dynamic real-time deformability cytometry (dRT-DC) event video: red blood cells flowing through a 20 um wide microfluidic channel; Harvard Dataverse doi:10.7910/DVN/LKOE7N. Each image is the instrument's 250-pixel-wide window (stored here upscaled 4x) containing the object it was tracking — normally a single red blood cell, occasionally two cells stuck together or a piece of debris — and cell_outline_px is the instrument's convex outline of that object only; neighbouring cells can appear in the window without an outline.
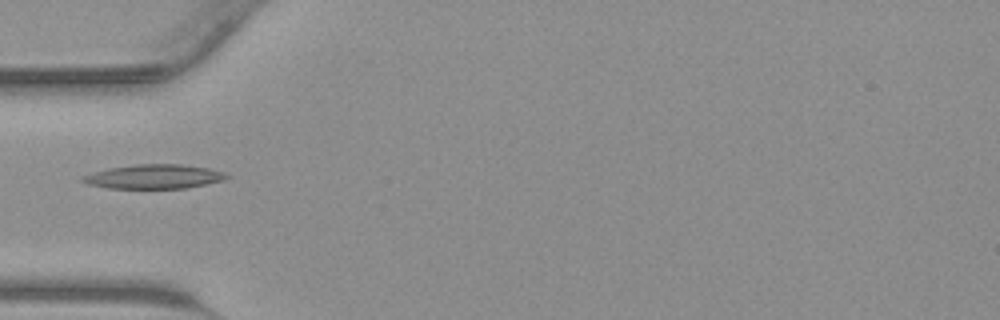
{"species": "common noctule bat (a hibernating species)", "species_latin": "Nyctalus noctula", "temperature_condition": "warm", "stored_images_in_passage": 39, "camera_frame_rate_fps": 3000, "um_per_image_px": 0.085, "animal": {"sex": "male", "body_mass_g": 23.1, "forearm_length_mm": 52.7}, "frame": {"image": 1, "passage_image": 10, "time_ms": 3.0, "image_size_px": [1000, 320], "cell_outline_px": [[232, 176], [224, 180], [184, 188], [108, 188], [88, 184], [80, 180], [80, 176], [108, 168], [136, 164], [180, 164], [208, 168], [224, 172]], "centroid_in_image_um": [13.08, 15.0], "position_along_channel_um": 71.9, "area_um2": 20.29}}
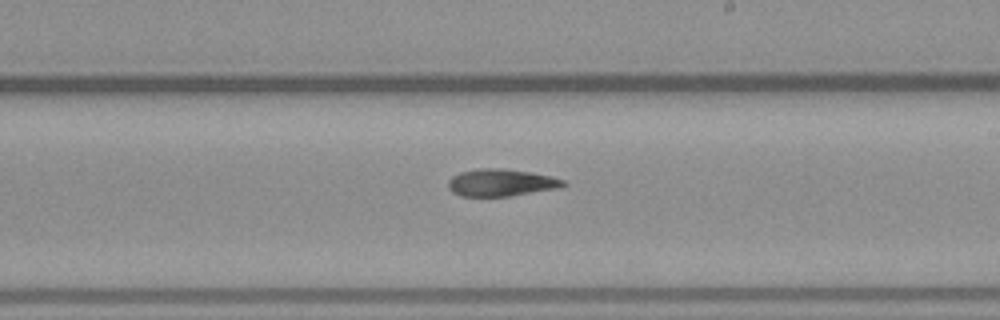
{"frame": {"image": 2, "passage_image": 21, "time_ms": 6.667, "image_size_px": [1000, 320], "cell_outline_px": [[568, 184], [560, 188], [508, 196], [460, 196], [452, 192], [448, 188], [448, 180], [452, 176], [460, 172], [476, 168], [500, 168], [528, 172], [552, 176], [564, 180]], "centroid_in_image_um": [42.58, 15.52], "position_along_channel_um": 246.4, "area_um2": 18.32}}
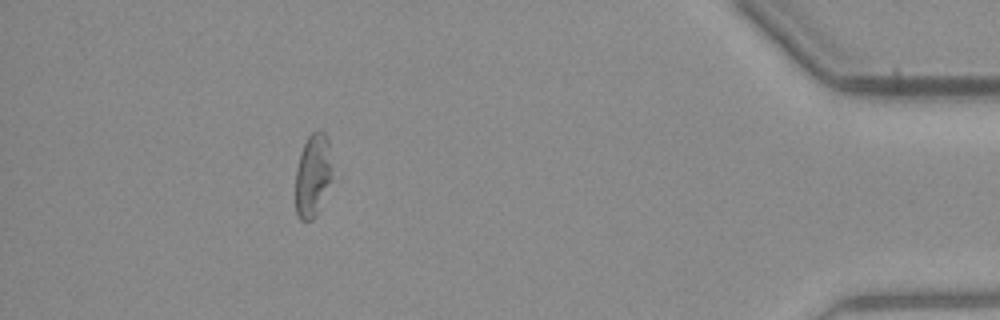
{"frame": {"image": 3, "passage_image": 35, "time_ms": 11.333, "image_size_px": [1000, 320], "cell_outline_px": [[332, 180], [312, 220], [300, 220], [296, 212], [296, 168], [300, 152], [308, 136], [316, 128], [324, 132], [328, 136], [332, 176]], "centroid_in_image_um": [26.59, 14.83], "position_along_channel_um": 408.6, "area_um2": 17.74}}